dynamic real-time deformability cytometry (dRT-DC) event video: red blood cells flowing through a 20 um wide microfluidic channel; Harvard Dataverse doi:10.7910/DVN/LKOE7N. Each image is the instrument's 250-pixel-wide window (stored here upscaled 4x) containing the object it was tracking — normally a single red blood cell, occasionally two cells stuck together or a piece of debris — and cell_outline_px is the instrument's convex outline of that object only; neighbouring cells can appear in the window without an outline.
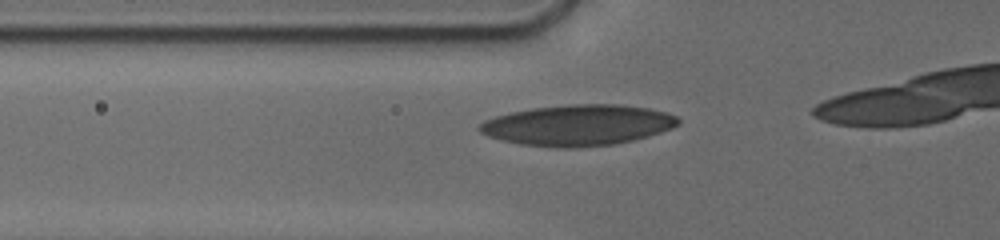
{"species": "human", "species_latin": "Homo sapiens", "temperature_condition": "cold", "stored_images_in_passage": 25, "camera_frame_rate_fps": 3000, "um_per_image_px": 0.085, "donor": {"sex": "male"}, "frame": {"image": 1, "passage_image": 16, "time_ms": 4.333, "image_size_px": [1000, 240], "cell_outline_px": [[680, 124], [672, 128], [648, 136], [616, 144], [572, 148], [556, 148], [520, 144], [488, 136], [480, 132], [476, 128], [484, 120], [508, 112], [532, 108], [568, 104], [620, 104], [648, 108], [668, 112], [676, 116], [680, 120]], "centroid_in_image_um": [49.12, 10.63], "position_along_channel_um": 76.7, "area_um2": 47.57}}
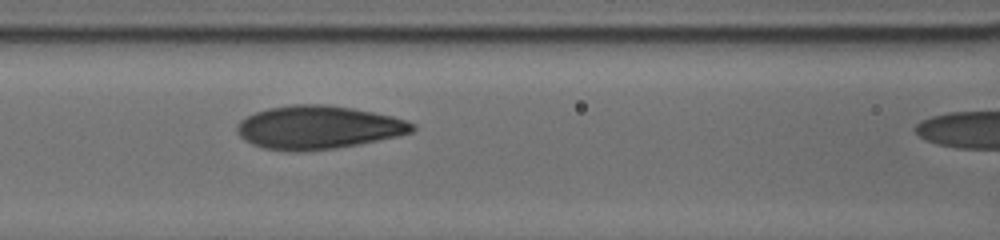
{"frame": {"image": 2, "passage_image": 21, "time_ms": 6.0, "image_size_px": [1000, 240], "cell_outline_px": [[416, 128], [412, 132], [396, 136], [336, 148], [296, 152], [264, 148], [252, 144], [244, 140], [240, 136], [236, 128], [236, 124], [240, 120], [256, 112], [268, 108], [292, 104], [328, 104], [352, 108], [392, 116], [408, 120], [416, 124]], "centroid_in_image_um": [27.03, 10.82], "position_along_channel_um": 139.6, "area_um2": 44.16}}
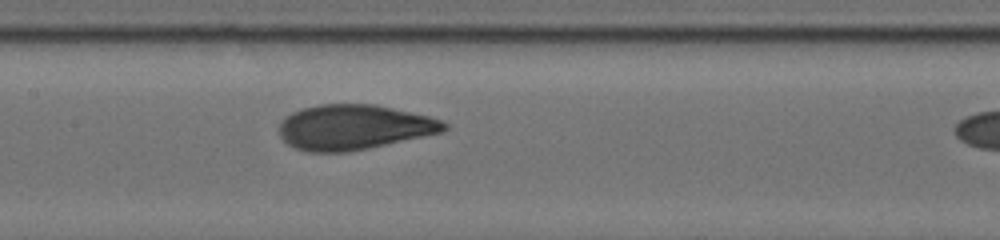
{"frame": {"image": 3, "passage_image": 24, "time_ms": 7.0, "image_size_px": [1000, 240], "cell_outline_px": [[448, 128], [444, 132], [368, 148], [348, 152], [308, 152], [296, 148], [288, 144], [280, 136], [280, 124], [284, 116], [300, 108], [320, 104], [376, 104], [428, 116], [444, 120], [448, 124]], "centroid_in_image_um": [30.09, 10.8], "position_along_channel_um": 177.3, "area_um2": 43.47}}